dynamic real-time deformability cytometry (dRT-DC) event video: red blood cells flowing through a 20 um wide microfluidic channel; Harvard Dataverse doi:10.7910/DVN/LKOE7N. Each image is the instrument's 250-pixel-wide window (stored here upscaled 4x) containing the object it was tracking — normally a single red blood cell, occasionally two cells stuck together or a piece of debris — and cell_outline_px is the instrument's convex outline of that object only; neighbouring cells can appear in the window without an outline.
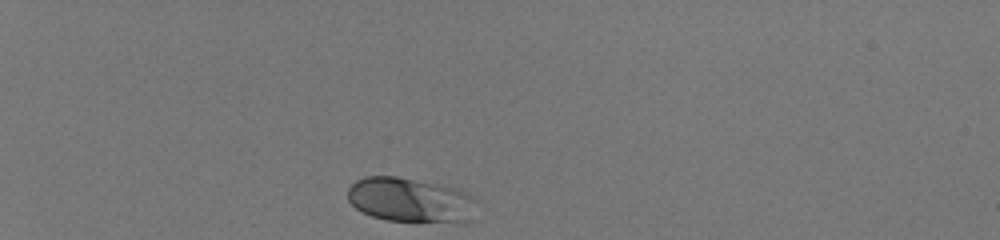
{"species": "human", "species_latin": "Homo sapiens", "temperature_condition": "room temperature", "stored_images_in_passage": 34, "camera_frame_rate_fps": 3000, "um_per_image_px": 0.085, "donor": {"sex": "male"}, "frame": {"image": 1, "passage_image": 1, "time_ms": 0.0, "image_size_px": [1000, 240], "cell_outline_px": [[476, 200], [472, 220], [388, 220], [372, 216], [356, 208], [348, 200], [348, 188], [356, 180], [364, 176], [396, 176], [452, 188], [464, 192], [472, 196]], "centroid_in_image_um": [34.81, 16.97], "position_along_channel_um": 50.2, "area_um2": 32.43}}
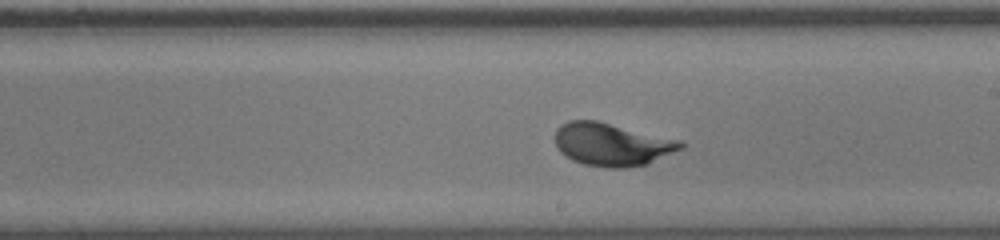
{"frame": {"image": 2, "passage_image": 20, "time_ms": 6.333, "image_size_px": [1000, 240], "cell_outline_px": [[684, 148], [648, 164], [624, 168], [608, 168], [584, 164], [572, 160], [564, 156], [560, 152], [556, 144], [556, 128], [560, 124], [568, 120], [596, 120], [680, 140], [684, 144]], "centroid_in_image_um": [52.0, 12.28], "position_along_channel_um": 237.0, "area_um2": 31.5}}
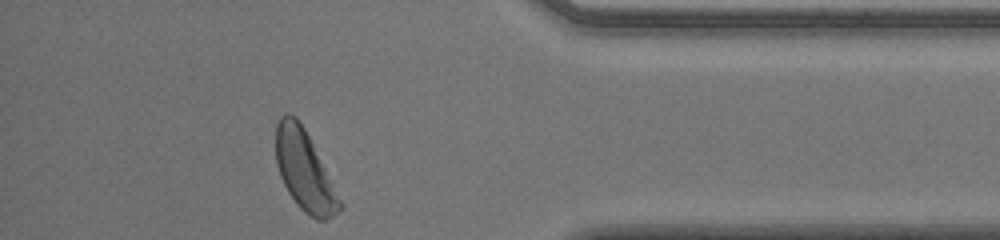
{"frame": {"image": 3, "passage_image": 34, "time_ms": 11.0, "image_size_px": [1000, 240], "cell_outline_px": [[344, 208], [332, 216], [324, 220], [316, 220], [304, 212], [296, 204], [288, 192], [280, 176], [276, 164], [276, 120], [284, 112], [288, 112], [296, 116], [304, 128], [344, 204]], "centroid_in_image_um": [25.87, 14.5], "position_along_channel_um": 409.3, "area_um2": 29.88}, "authors_computed_cell_mechanics": {"area_um2": 30.6918, "velocity_mm_per_s": 4.0085, "shape_relaxation_time_tau1_ms": 2.2117, "shape_relaxation_time_tau2_ms": null, "deformation_change_tau1": 0.1369, "deformation_change_tau2": null}}